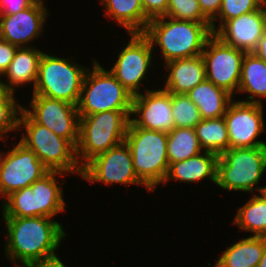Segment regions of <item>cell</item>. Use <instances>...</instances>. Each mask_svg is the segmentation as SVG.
<instances>
[{
    "instance_id": "cell-25",
    "label": "cell",
    "mask_w": 266,
    "mask_h": 267,
    "mask_svg": "<svg viewBox=\"0 0 266 267\" xmlns=\"http://www.w3.org/2000/svg\"><path fill=\"white\" fill-rule=\"evenodd\" d=\"M238 92L248 93L244 102L263 104L262 98H266V62L255 53H245Z\"/></svg>"
},
{
    "instance_id": "cell-35",
    "label": "cell",
    "mask_w": 266,
    "mask_h": 267,
    "mask_svg": "<svg viewBox=\"0 0 266 267\" xmlns=\"http://www.w3.org/2000/svg\"><path fill=\"white\" fill-rule=\"evenodd\" d=\"M17 49L18 46L10 44L0 38V77H2L4 72L8 69Z\"/></svg>"
},
{
    "instance_id": "cell-36",
    "label": "cell",
    "mask_w": 266,
    "mask_h": 267,
    "mask_svg": "<svg viewBox=\"0 0 266 267\" xmlns=\"http://www.w3.org/2000/svg\"><path fill=\"white\" fill-rule=\"evenodd\" d=\"M36 0H0V14H16L31 6Z\"/></svg>"
},
{
    "instance_id": "cell-12",
    "label": "cell",
    "mask_w": 266,
    "mask_h": 267,
    "mask_svg": "<svg viewBox=\"0 0 266 267\" xmlns=\"http://www.w3.org/2000/svg\"><path fill=\"white\" fill-rule=\"evenodd\" d=\"M263 105L234 99L228 105L224 118L228 129L230 148L266 147L257 140L265 131Z\"/></svg>"
},
{
    "instance_id": "cell-20",
    "label": "cell",
    "mask_w": 266,
    "mask_h": 267,
    "mask_svg": "<svg viewBox=\"0 0 266 267\" xmlns=\"http://www.w3.org/2000/svg\"><path fill=\"white\" fill-rule=\"evenodd\" d=\"M30 46L31 44L29 47H18L8 69L2 75L3 78L6 77L7 82H2L9 93L15 94V87H24L26 84L33 83L34 88L36 84L43 52L36 49L34 45Z\"/></svg>"
},
{
    "instance_id": "cell-24",
    "label": "cell",
    "mask_w": 266,
    "mask_h": 267,
    "mask_svg": "<svg viewBox=\"0 0 266 267\" xmlns=\"http://www.w3.org/2000/svg\"><path fill=\"white\" fill-rule=\"evenodd\" d=\"M264 250L263 236H249L227 247L214 267H257Z\"/></svg>"
},
{
    "instance_id": "cell-23",
    "label": "cell",
    "mask_w": 266,
    "mask_h": 267,
    "mask_svg": "<svg viewBox=\"0 0 266 267\" xmlns=\"http://www.w3.org/2000/svg\"><path fill=\"white\" fill-rule=\"evenodd\" d=\"M106 9L103 15L130 33H144L149 20L145 17L141 0H99Z\"/></svg>"
},
{
    "instance_id": "cell-39",
    "label": "cell",
    "mask_w": 266,
    "mask_h": 267,
    "mask_svg": "<svg viewBox=\"0 0 266 267\" xmlns=\"http://www.w3.org/2000/svg\"><path fill=\"white\" fill-rule=\"evenodd\" d=\"M254 53L261 58L264 62H266V28L264 30V33L259 40V44L257 49L254 51Z\"/></svg>"
},
{
    "instance_id": "cell-1",
    "label": "cell",
    "mask_w": 266,
    "mask_h": 267,
    "mask_svg": "<svg viewBox=\"0 0 266 267\" xmlns=\"http://www.w3.org/2000/svg\"><path fill=\"white\" fill-rule=\"evenodd\" d=\"M3 220L7 228L4 254L15 267H29L57 256L56 250L66 237L62 224L50 217H3Z\"/></svg>"
},
{
    "instance_id": "cell-14",
    "label": "cell",
    "mask_w": 266,
    "mask_h": 267,
    "mask_svg": "<svg viewBox=\"0 0 266 267\" xmlns=\"http://www.w3.org/2000/svg\"><path fill=\"white\" fill-rule=\"evenodd\" d=\"M48 172L36 154L19 141L13 149L4 152L0 171L1 198L31 186Z\"/></svg>"
},
{
    "instance_id": "cell-8",
    "label": "cell",
    "mask_w": 266,
    "mask_h": 267,
    "mask_svg": "<svg viewBox=\"0 0 266 267\" xmlns=\"http://www.w3.org/2000/svg\"><path fill=\"white\" fill-rule=\"evenodd\" d=\"M82 84L77 104L79 116L110 110H132L133 96L115 78V76L93 60Z\"/></svg>"
},
{
    "instance_id": "cell-18",
    "label": "cell",
    "mask_w": 266,
    "mask_h": 267,
    "mask_svg": "<svg viewBox=\"0 0 266 267\" xmlns=\"http://www.w3.org/2000/svg\"><path fill=\"white\" fill-rule=\"evenodd\" d=\"M168 76L162 89L170 93L186 94L205 81L206 66L202 55L176 59L164 64Z\"/></svg>"
},
{
    "instance_id": "cell-30",
    "label": "cell",
    "mask_w": 266,
    "mask_h": 267,
    "mask_svg": "<svg viewBox=\"0 0 266 267\" xmlns=\"http://www.w3.org/2000/svg\"><path fill=\"white\" fill-rule=\"evenodd\" d=\"M171 106L175 128H195L202 120L197 106L186 94L171 93Z\"/></svg>"
},
{
    "instance_id": "cell-22",
    "label": "cell",
    "mask_w": 266,
    "mask_h": 267,
    "mask_svg": "<svg viewBox=\"0 0 266 267\" xmlns=\"http://www.w3.org/2000/svg\"><path fill=\"white\" fill-rule=\"evenodd\" d=\"M186 95L197 106L202 119L221 118L226 113L233 96L226 90L205 80Z\"/></svg>"
},
{
    "instance_id": "cell-38",
    "label": "cell",
    "mask_w": 266,
    "mask_h": 267,
    "mask_svg": "<svg viewBox=\"0 0 266 267\" xmlns=\"http://www.w3.org/2000/svg\"><path fill=\"white\" fill-rule=\"evenodd\" d=\"M29 267H68L61 261L58 256L42 260L40 262L34 263Z\"/></svg>"
},
{
    "instance_id": "cell-9",
    "label": "cell",
    "mask_w": 266,
    "mask_h": 267,
    "mask_svg": "<svg viewBox=\"0 0 266 267\" xmlns=\"http://www.w3.org/2000/svg\"><path fill=\"white\" fill-rule=\"evenodd\" d=\"M130 41L119 51L110 72L134 97L141 94V84L147 78L155 57L150 40L143 33H130ZM140 91V92H139Z\"/></svg>"
},
{
    "instance_id": "cell-6",
    "label": "cell",
    "mask_w": 266,
    "mask_h": 267,
    "mask_svg": "<svg viewBox=\"0 0 266 267\" xmlns=\"http://www.w3.org/2000/svg\"><path fill=\"white\" fill-rule=\"evenodd\" d=\"M47 52L41 56L32 95H41L77 105L88 67Z\"/></svg>"
},
{
    "instance_id": "cell-27",
    "label": "cell",
    "mask_w": 266,
    "mask_h": 267,
    "mask_svg": "<svg viewBox=\"0 0 266 267\" xmlns=\"http://www.w3.org/2000/svg\"><path fill=\"white\" fill-rule=\"evenodd\" d=\"M233 223L239 229L266 237V202L256 193L237 210Z\"/></svg>"
},
{
    "instance_id": "cell-21",
    "label": "cell",
    "mask_w": 266,
    "mask_h": 267,
    "mask_svg": "<svg viewBox=\"0 0 266 267\" xmlns=\"http://www.w3.org/2000/svg\"><path fill=\"white\" fill-rule=\"evenodd\" d=\"M65 173L49 171L41 179L35 181L30 187L34 192L35 216L54 218L56 214L65 211V200L63 198L60 179Z\"/></svg>"
},
{
    "instance_id": "cell-43",
    "label": "cell",
    "mask_w": 266,
    "mask_h": 267,
    "mask_svg": "<svg viewBox=\"0 0 266 267\" xmlns=\"http://www.w3.org/2000/svg\"><path fill=\"white\" fill-rule=\"evenodd\" d=\"M4 152H5V150H3V151L0 153V171H1L2 162H3V159H4Z\"/></svg>"
},
{
    "instance_id": "cell-33",
    "label": "cell",
    "mask_w": 266,
    "mask_h": 267,
    "mask_svg": "<svg viewBox=\"0 0 266 267\" xmlns=\"http://www.w3.org/2000/svg\"><path fill=\"white\" fill-rule=\"evenodd\" d=\"M166 16L178 20L211 23L202 13L198 0H168Z\"/></svg>"
},
{
    "instance_id": "cell-16",
    "label": "cell",
    "mask_w": 266,
    "mask_h": 267,
    "mask_svg": "<svg viewBox=\"0 0 266 267\" xmlns=\"http://www.w3.org/2000/svg\"><path fill=\"white\" fill-rule=\"evenodd\" d=\"M47 13L43 0H36L16 14H0V38L18 47H29L44 33Z\"/></svg>"
},
{
    "instance_id": "cell-32",
    "label": "cell",
    "mask_w": 266,
    "mask_h": 267,
    "mask_svg": "<svg viewBox=\"0 0 266 267\" xmlns=\"http://www.w3.org/2000/svg\"><path fill=\"white\" fill-rule=\"evenodd\" d=\"M14 97V93L8 92L0 100V141L2 143L3 140L6 141V137L4 136L8 132H15L16 130L18 133L19 131V115L23 109V105H20Z\"/></svg>"
},
{
    "instance_id": "cell-17",
    "label": "cell",
    "mask_w": 266,
    "mask_h": 267,
    "mask_svg": "<svg viewBox=\"0 0 266 267\" xmlns=\"http://www.w3.org/2000/svg\"><path fill=\"white\" fill-rule=\"evenodd\" d=\"M266 28V3L256 11L225 21L213 34L227 45L254 53Z\"/></svg>"
},
{
    "instance_id": "cell-3",
    "label": "cell",
    "mask_w": 266,
    "mask_h": 267,
    "mask_svg": "<svg viewBox=\"0 0 266 267\" xmlns=\"http://www.w3.org/2000/svg\"><path fill=\"white\" fill-rule=\"evenodd\" d=\"M132 110H110L79 116L76 158L81 168L95 156L125 142Z\"/></svg>"
},
{
    "instance_id": "cell-15",
    "label": "cell",
    "mask_w": 266,
    "mask_h": 267,
    "mask_svg": "<svg viewBox=\"0 0 266 267\" xmlns=\"http://www.w3.org/2000/svg\"><path fill=\"white\" fill-rule=\"evenodd\" d=\"M143 92L132 98L131 117L134 114L135 117L130 118L128 127H140L169 133L175 128L171 93L161 88L157 90L145 89L144 94Z\"/></svg>"
},
{
    "instance_id": "cell-5",
    "label": "cell",
    "mask_w": 266,
    "mask_h": 267,
    "mask_svg": "<svg viewBox=\"0 0 266 267\" xmlns=\"http://www.w3.org/2000/svg\"><path fill=\"white\" fill-rule=\"evenodd\" d=\"M167 133L128 127L125 142L129 146L135 173L147 191L154 192L163 183L169 168Z\"/></svg>"
},
{
    "instance_id": "cell-40",
    "label": "cell",
    "mask_w": 266,
    "mask_h": 267,
    "mask_svg": "<svg viewBox=\"0 0 266 267\" xmlns=\"http://www.w3.org/2000/svg\"><path fill=\"white\" fill-rule=\"evenodd\" d=\"M257 267H266V237H264V250Z\"/></svg>"
},
{
    "instance_id": "cell-13",
    "label": "cell",
    "mask_w": 266,
    "mask_h": 267,
    "mask_svg": "<svg viewBox=\"0 0 266 267\" xmlns=\"http://www.w3.org/2000/svg\"><path fill=\"white\" fill-rule=\"evenodd\" d=\"M23 110L38 124L50 129L56 135L67 139L75 148L79 141V113L77 105L65 101L32 95Z\"/></svg>"
},
{
    "instance_id": "cell-41",
    "label": "cell",
    "mask_w": 266,
    "mask_h": 267,
    "mask_svg": "<svg viewBox=\"0 0 266 267\" xmlns=\"http://www.w3.org/2000/svg\"><path fill=\"white\" fill-rule=\"evenodd\" d=\"M1 79V77H0ZM8 93V91L5 89V86L3 82L0 80V100Z\"/></svg>"
},
{
    "instance_id": "cell-37",
    "label": "cell",
    "mask_w": 266,
    "mask_h": 267,
    "mask_svg": "<svg viewBox=\"0 0 266 267\" xmlns=\"http://www.w3.org/2000/svg\"><path fill=\"white\" fill-rule=\"evenodd\" d=\"M202 13L212 21L219 13L222 0H198Z\"/></svg>"
},
{
    "instance_id": "cell-26",
    "label": "cell",
    "mask_w": 266,
    "mask_h": 267,
    "mask_svg": "<svg viewBox=\"0 0 266 267\" xmlns=\"http://www.w3.org/2000/svg\"><path fill=\"white\" fill-rule=\"evenodd\" d=\"M196 135L203 151L221 155L229 150L228 129L224 116L202 119L195 126Z\"/></svg>"
},
{
    "instance_id": "cell-11",
    "label": "cell",
    "mask_w": 266,
    "mask_h": 267,
    "mask_svg": "<svg viewBox=\"0 0 266 267\" xmlns=\"http://www.w3.org/2000/svg\"><path fill=\"white\" fill-rule=\"evenodd\" d=\"M81 178L93 183L105 185L123 184L143 185L138 179L133 165V159L126 142L103 152L82 167Z\"/></svg>"
},
{
    "instance_id": "cell-31",
    "label": "cell",
    "mask_w": 266,
    "mask_h": 267,
    "mask_svg": "<svg viewBox=\"0 0 266 267\" xmlns=\"http://www.w3.org/2000/svg\"><path fill=\"white\" fill-rule=\"evenodd\" d=\"M265 3L266 0H222L218 15L211 21L212 33H214L225 21L256 11ZM217 21H220V24L217 25L218 27L216 26Z\"/></svg>"
},
{
    "instance_id": "cell-42",
    "label": "cell",
    "mask_w": 266,
    "mask_h": 267,
    "mask_svg": "<svg viewBox=\"0 0 266 267\" xmlns=\"http://www.w3.org/2000/svg\"><path fill=\"white\" fill-rule=\"evenodd\" d=\"M258 192L260 193V197L266 202V186H260Z\"/></svg>"
},
{
    "instance_id": "cell-10",
    "label": "cell",
    "mask_w": 266,
    "mask_h": 267,
    "mask_svg": "<svg viewBox=\"0 0 266 267\" xmlns=\"http://www.w3.org/2000/svg\"><path fill=\"white\" fill-rule=\"evenodd\" d=\"M201 55L206 66L207 80L234 97L239 88L245 52L227 45L212 34Z\"/></svg>"
},
{
    "instance_id": "cell-4",
    "label": "cell",
    "mask_w": 266,
    "mask_h": 267,
    "mask_svg": "<svg viewBox=\"0 0 266 267\" xmlns=\"http://www.w3.org/2000/svg\"><path fill=\"white\" fill-rule=\"evenodd\" d=\"M25 128V129H24ZM20 142L32 150L49 171L82 174L76 158V148L65 138L36 123L23 109L19 115Z\"/></svg>"
},
{
    "instance_id": "cell-29",
    "label": "cell",
    "mask_w": 266,
    "mask_h": 267,
    "mask_svg": "<svg viewBox=\"0 0 266 267\" xmlns=\"http://www.w3.org/2000/svg\"><path fill=\"white\" fill-rule=\"evenodd\" d=\"M4 200L3 217H35L34 192L30 186L11 193Z\"/></svg>"
},
{
    "instance_id": "cell-7",
    "label": "cell",
    "mask_w": 266,
    "mask_h": 267,
    "mask_svg": "<svg viewBox=\"0 0 266 267\" xmlns=\"http://www.w3.org/2000/svg\"><path fill=\"white\" fill-rule=\"evenodd\" d=\"M264 172L266 147L230 148L218 157L216 185L223 190L252 193L259 190Z\"/></svg>"
},
{
    "instance_id": "cell-2",
    "label": "cell",
    "mask_w": 266,
    "mask_h": 267,
    "mask_svg": "<svg viewBox=\"0 0 266 267\" xmlns=\"http://www.w3.org/2000/svg\"><path fill=\"white\" fill-rule=\"evenodd\" d=\"M143 34L150 40L153 50L158 45L165 64L201 55L207 39L213 33L211 23L162 16L150 20Z\"/></svg>"
},
{
    "instance_id": "cell-19",
    "label": "cell",
    "mask_w": 266,
    "mask_h": 267,
    "mask_svg": "<svg viewBox=\"0 0 266 267\" xmlns=\"http://www.w3.org/2000/svg\"><path fill=\"white\" fill-rule=\"evenodd\" d=\"M218 157L215 153L203 151L187 160L170 163L163 184L167 185L172 179L188 184L209 179L216 184Z\"/></svg>"
},
{
    "instance_id": "cell-28",
    "label": "cell",
    "mask_w": 266,
    "mask_h": 267,
    "mask_svg": "<svg viewBox=\"0 0 266 267\" xmlns=\"http://www.w3.org/2000/svg\"><path fill=\"white\" fill-rule=\"evenodd\" d=\"M168 162H180L194 157L203 150L194 128H173L167 133Z\"/></svg>"
},
{
    "instance_id": "cell-34",
    "label": "cell",
    "mask_w": 266,
    "mask_h": 267,
    "mask_svg": "<svg viewBox=\"0 0 266 267\" xmlns=\"http://www.w3.org/2000/svg\"><path fill=\"white\" fill-rule=\"evenodd\" d=\"M145 17L152 19L166 16L168 10V0H141Z\"/></svg>"
}]
</instances>
